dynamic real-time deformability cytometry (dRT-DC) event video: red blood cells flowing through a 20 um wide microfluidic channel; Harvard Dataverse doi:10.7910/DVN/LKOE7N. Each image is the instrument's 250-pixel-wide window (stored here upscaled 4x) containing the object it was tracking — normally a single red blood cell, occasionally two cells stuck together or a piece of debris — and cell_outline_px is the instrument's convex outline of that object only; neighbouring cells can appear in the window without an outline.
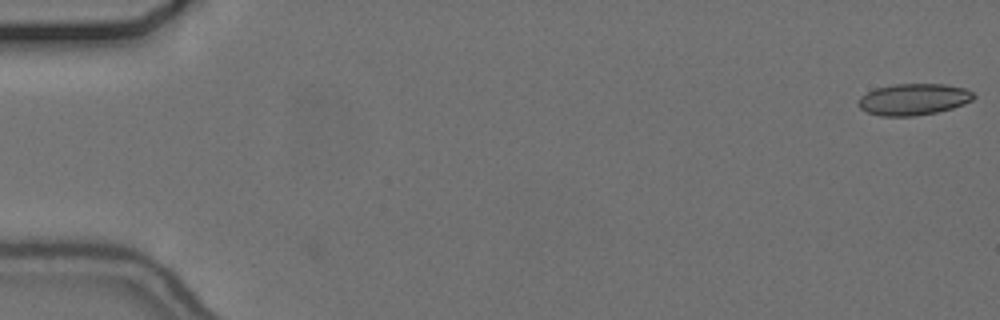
{"species": "common noctule bat (a hibernating species)", "species_latin": "Nyctalus noctula", "temperature_condition": "cold", "stored_images_in_passage": 2, "camera_frame_rate_fps": 3000, "um_per_image_px": 0.085, "animal": {"sex": "female", "body_mass_g": 24.6, "forearm_length_mm": 56.2}, "frame": {"image": 1, "passage_image": 2, "time_ms": 0.333, "image_size_px": [1000, 320], "cell_outline_px": [[976, 96], [972, 100], [964, 104], [952, 108], [936, 112], [912, 116], [880, 116], [868, 112], [860, 108], [856, 104], [860, 96], [876, 88], [896, 84], [944, 84], [964, 88], [972, 92]], "centroid_in_image_um": [77.64, 8.44], "position_along_channel_um": 7.4, "area_um2": 21.1}}